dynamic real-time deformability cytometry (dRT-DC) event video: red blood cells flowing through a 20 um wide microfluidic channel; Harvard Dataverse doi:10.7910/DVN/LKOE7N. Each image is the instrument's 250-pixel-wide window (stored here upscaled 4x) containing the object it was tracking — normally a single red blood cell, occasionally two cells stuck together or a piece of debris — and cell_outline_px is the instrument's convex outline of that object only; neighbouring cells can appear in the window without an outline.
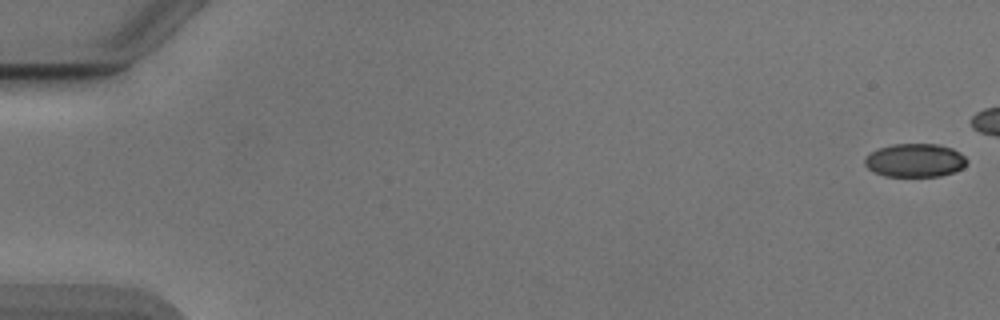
{"species": "Egyptian fruit bat (a non-hibernating species)", "species_latin": "Rousettus aegyptiacus", "temperature_condition": "cold", "stored_images_in_passage": 31, "camera_frame_rate_fps": 3000, "um_per_image_px": 0.085, "animal": {"sex": "male"}, "frame": {"image": 1, "passage_image": 1, "time_ms": 0.0, "image_size_px": [1000, 320], "cell_outline_px": [[968, 160], [964, 168], [940, 176], [884, 176], [872, 172], [864, 164], [864, 156], [880, 148], [892, 144], [940, 144], [952, 148], [960, 152]], "centroid_in_image_um": [77.77, 13.63], "position_along_channel_um": 7.2, "area_um2": 20.06}}
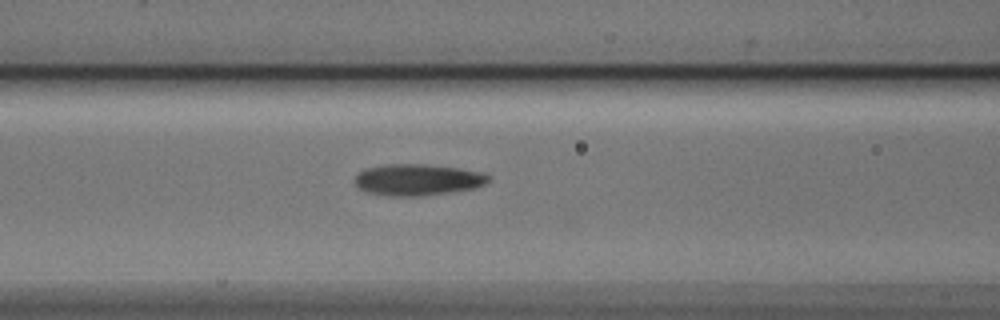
{"frame": {"image": 2, "passage_image": 23, "time_ms": 7.333, "image_size_px": [1000, 320], "cell_outline_px": [[492, 180], [476, 188], [452, 192], [424, 196], [384, 196], [368, 192], [360, 188], [356, 184], [356, 176], [364, 168], [388, 164], [428, 164], [460, 168], [484, 172], [492, 176]], "centroid_in_image_um": [35.58, 15.28], "position_along_channel_um": 131.0, "area_um2": 24.85}}
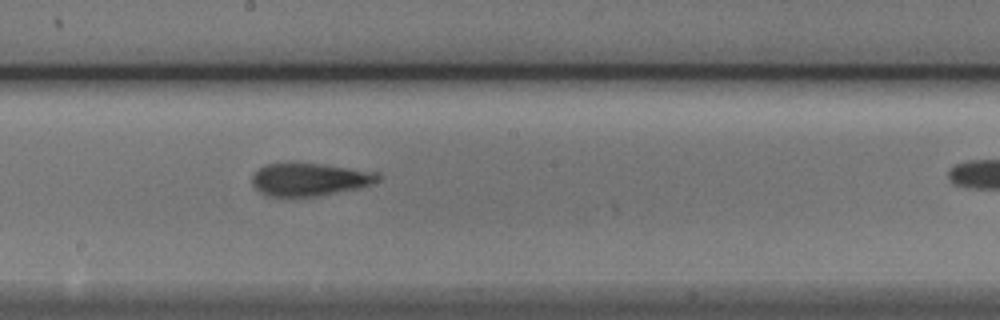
{"frame": {"image": 3, "passage_image": 30, "time_ms": 9.667, "image_size_px": [1000, 320], "cell_outline_px": [[380, 180], [360, 188], [316, 196], [268, 196], [260, 192], [252, 184], [252, 176], [264, 164], [288, 160], [320, 164], [380, 172]], "centroid_in_image_um": [26.29, 15.21], "position_along_channel_um": 221.9, "area_um2": 24.57}}